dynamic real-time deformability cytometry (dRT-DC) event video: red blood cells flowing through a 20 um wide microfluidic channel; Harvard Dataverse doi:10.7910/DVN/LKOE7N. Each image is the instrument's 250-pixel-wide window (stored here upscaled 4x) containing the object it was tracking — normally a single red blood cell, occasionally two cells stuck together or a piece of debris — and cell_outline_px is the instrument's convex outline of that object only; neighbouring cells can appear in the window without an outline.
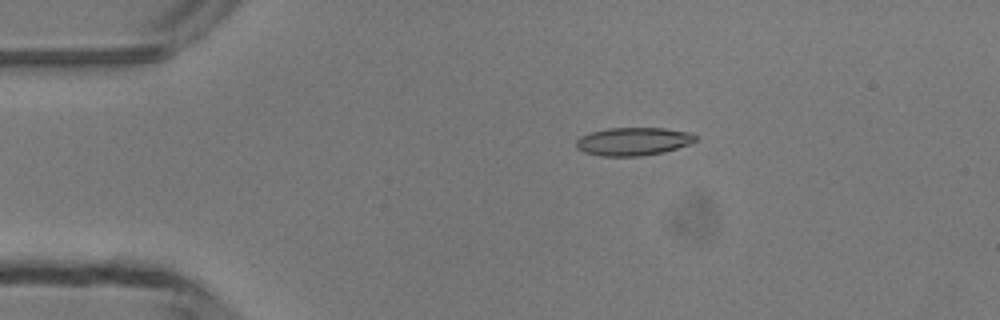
{"species": "common noctule bat (a hibernating species)", "species_latin": "Nyctalus noctula", "temperature_condition": "room temperature", "stored_images_in_passage": 3, "camera_frame_rate_fps": 3000, "um_per_image_px": 0.085, "animal": {"sex": "male", "body_mass_g": 13.3}, "frame": {"image": 1, "passage_image": 2, "time_ms": 1.0, "image_size_px": [1000, 320], "cell_outline_px": [[696, 140], [688, 144], [664, 152], [640, 156], [600, 156], [584, 152], [576, 148], [576, 140], [580, 136], [592, 132], [608, 128], [664, 128], [692, 132], [696, 136]], "centroid_in_image_um": [53.81, 12.02], "position_along_channel_um": 31.2, "area_um2": 19.54}}